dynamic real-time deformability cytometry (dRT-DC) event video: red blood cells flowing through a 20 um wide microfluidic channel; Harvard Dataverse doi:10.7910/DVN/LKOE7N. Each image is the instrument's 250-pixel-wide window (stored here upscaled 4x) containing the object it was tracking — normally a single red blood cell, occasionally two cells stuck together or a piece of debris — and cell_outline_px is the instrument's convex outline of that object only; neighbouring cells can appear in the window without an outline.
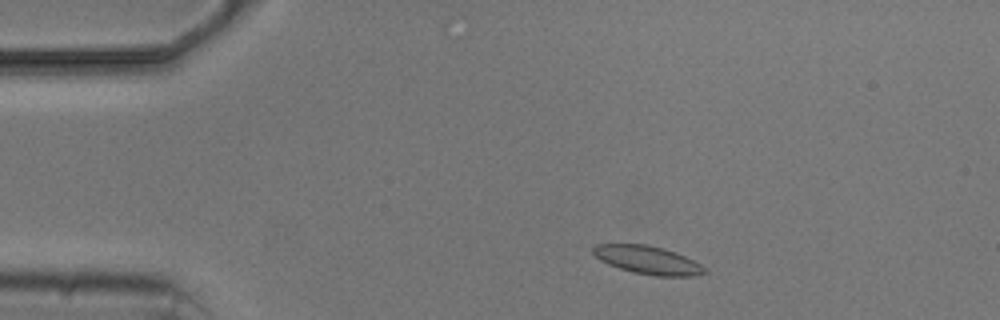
{"species": "common noctule bat (a hibernating species)", "species_latin": "Nyctalus noctula", "temperature_condition": "cold", "stored_images_in_passage": 3, "camera_frame_rate_fps": 3000, "um_per_image_px": 0.085, "animal": {"sex": "male", "body_mass_g": 20.5, "forearm_length_mm": 52.5}, "frame": {"image": 1, "passage_image": 2, "time_ms": 1.333, "image_size_px": [1000, 320], "cell_outline_px": [[708, 272], [696, 276], [656, 276], [636, 272], [620, 268], [608, 264], [600, 260], [592, 252], [592, 248], [596, 244], [648, 244], [684, 256], [708, 268]], "centroid_in_image_um": [55.07, 22.11], "position_along_channel_um": 29.9, "area_um2": 18.09}}